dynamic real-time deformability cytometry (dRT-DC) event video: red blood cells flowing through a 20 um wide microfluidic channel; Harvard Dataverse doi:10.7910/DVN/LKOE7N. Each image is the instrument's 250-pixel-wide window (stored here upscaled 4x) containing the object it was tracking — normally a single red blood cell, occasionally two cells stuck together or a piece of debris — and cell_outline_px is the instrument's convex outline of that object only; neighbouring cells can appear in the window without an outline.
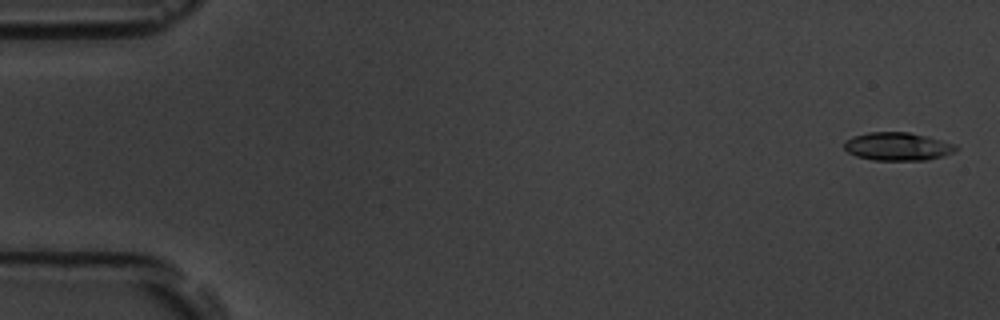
{"species": "common noctule bat (a hibernating species)", "species_latin": "Nyctalus noctula", "temperature_condition": "room temperature", "stored_images_in_passage": 56, "camera_frame_rate_fps": 3000, "um_per_image_px": 0.085, "animal": {"sex": "male", "body_mass_g": 19.5, "forearm_length_mm": 54.6}, "frame": {"image": 1, "passage_image": 2, "time_ms": 0.333, "image_size_px": [1000, 320], "cell_outline_px": [[956, 148], [952, 152], [944, 156], [928, 160], [872, 160], [856, 156], [848, 152], [844, 148], [844, 140], [852, 136], [868, 132], [908, 132], [928, 136], [956, 144]], "centroid_in_image_um": [76.27, 12.44], "position_along_channel_um": 8.7, "area_um2": 18.44}}
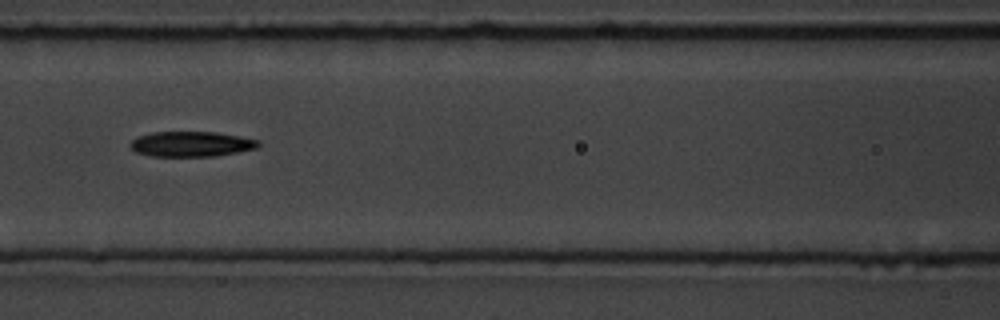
{"frame": {"image": 2, "passage_image": 25, "time_ms": 8.0, "image_size_px": [1000, 320], "cell_outline_px": [[260, 144], [256, 148], [216, 156], [152, 156], [136, 152], [128, 144], [132, 140], [140, 136], [152, 132], [216, 132], [240, 136], [260, 140]], "centroid_in_image_um": [16.27, 12.24], "position_along_channel_um": 150.3, "area_um2": 18.73}}
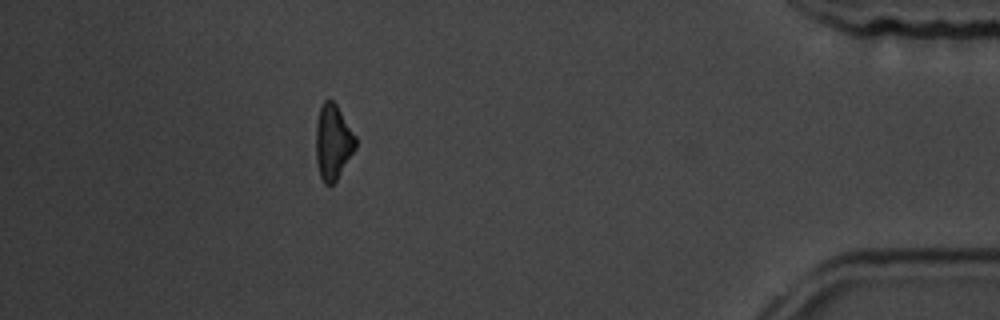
{"frame": {"image": 3, "passage_image": 50, "time_ms": 16.333, "image_size_px": [1000, 320], "cell_outline_px": [[356, 148], [336, 180], [332, 184], [324, 184], [320, 176], [316, 160], [316, 124], [320, 108], [324, 100], [332, 100], [336, 104], [356, 136]], "centroid_in_image_um": [28.3, 12.07], "position_along_channel_um": 406.9, "area_um2": 17.22}, "authors_computed_cell_mechanics": {"area_um2": 18.5538, "velocity_mm_per_s": 3.7001, "shape_relaxation_time_tau1_ms": 5.7591, "shape_relaxation_time_tau2_ms": 9.1273, "deformation_change_tau1": 0.1624, "deformation_change_tau2": 0.2356}}